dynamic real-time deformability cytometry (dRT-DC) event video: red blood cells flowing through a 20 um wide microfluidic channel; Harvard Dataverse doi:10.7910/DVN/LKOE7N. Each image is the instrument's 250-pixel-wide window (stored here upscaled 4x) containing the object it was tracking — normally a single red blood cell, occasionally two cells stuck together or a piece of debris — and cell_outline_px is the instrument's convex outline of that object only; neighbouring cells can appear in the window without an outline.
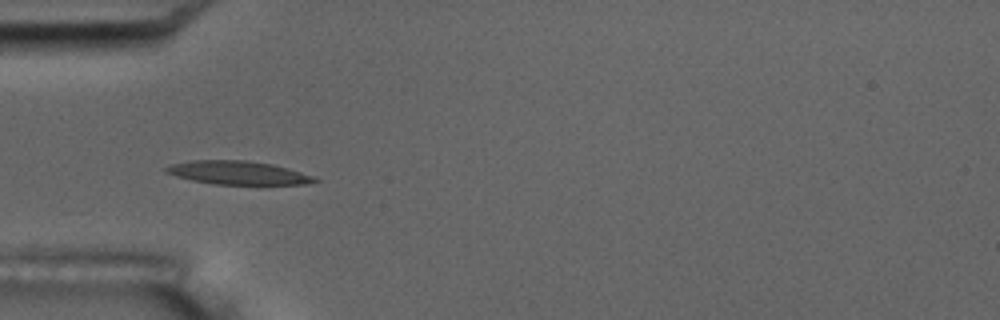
{"species": "common noctule bat (a hibernating species)", "species_latin": "Nyctalus noctula", "temperature_condition": "room temperature", "stored_images_in_passage": 8, "camera_frame_rate_fps": 3000, "um_per_image_px": 0.085, "animal": {"sex": "male", "body_mass_g": 17.5, "forearm_length_mm": 52.3}, "frame": {"image": 1, "passage_image": 5, "time_ms": 4.333, "image_size_px": [1000, 320], "cell_outline_px": [[320, 180], [308, 184], [216, 184], [192, 180], [176, 176], [164, 172], [164, 168], [172, 164], [192, 160], [244, 160], [272, 164], [288, 168], [312, 176]], "centroid_in_image_um": [20.2, 14.68], "position_along_channel_um": 64.8, "area_um2": 20.11}}
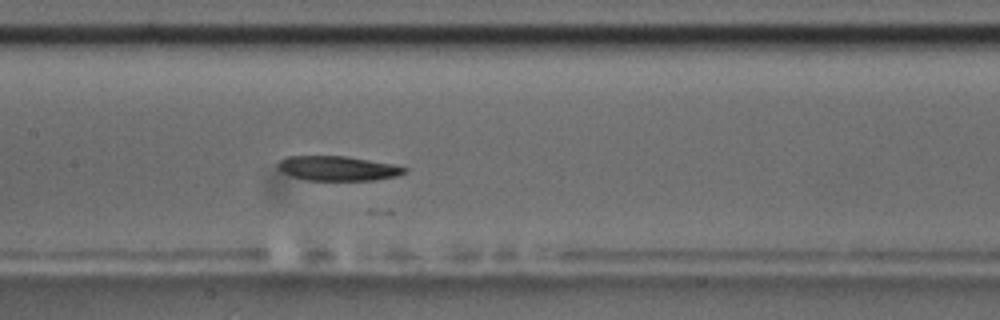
{"frame": {"image": 2, "passage_image": 8, "time_ms": 7.667, "image_size_px": [1000, 320], "cell_outline_px": [[408, 172], [396, 176], [376, 180], [308, 180], [292, 176], [276, 168], [276, 164], [280, 160], [288, 156], [344, 156], [392, 164], [408, 168]], "centroid_in_image_um": [28.71, 14.31], "position_along_channel_um": 178.7, "area_um2": 18.09}}